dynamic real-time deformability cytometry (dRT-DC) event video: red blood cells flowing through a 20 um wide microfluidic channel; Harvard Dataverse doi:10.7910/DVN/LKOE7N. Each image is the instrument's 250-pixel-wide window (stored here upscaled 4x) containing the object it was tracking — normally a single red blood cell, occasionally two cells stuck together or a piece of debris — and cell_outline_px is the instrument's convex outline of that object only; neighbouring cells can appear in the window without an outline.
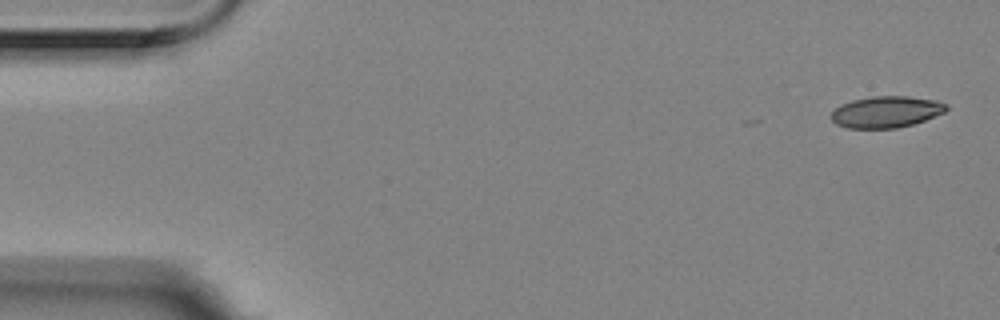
{"species": "Egyptian fruit bat (a non-hibernating species)", "species_latin": "Rousettus aegyptiacus", "temperature_condition": "room temperature", "stored_images_in_passage": 5, "camera_frame_rate_fps": 3000, "um_per_image_px": 0.085, "animal": {"sex": "female"}, "frame": {"image": 1, "passage_image": 1, "time_ms": 0.0, "image_size_px": [1000, 320], "cell_outline_px": [[948, 108], [944, 112], [924, 120], [912, 124], [896, 128], [848, 128], [836, 124], [832, 120], [832, 112], [840, 104], [852, 100], [872, 96], [908, 96], [936, 100], [948, 104]], "centroid_in_image_um": [75.33, 9.5], "position_along_channel_um": 9.7, "area_um2": 21.04}}
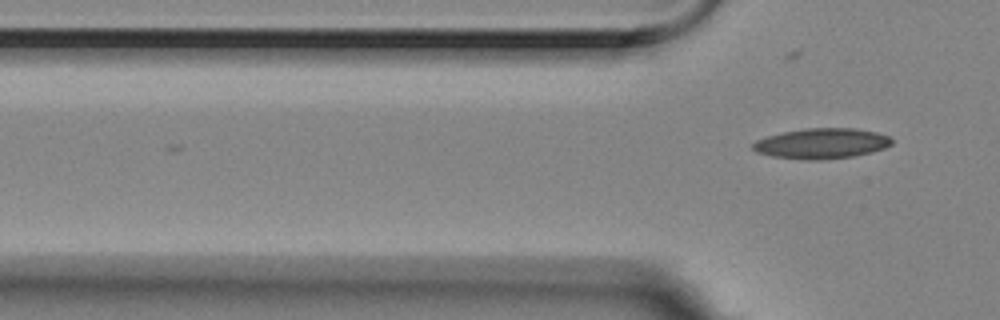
{"frame": {"image": 2, "passage_image": 5, "time_ms": 1.333, "image_size_px": [1000, 320], "cell_outline_px": [[892, 144], [884, 148], [872, 152], [852, 156], [824, 160], [804, 160], [772, 156], [756, 152], [752, 148], [752, 144], [756, 140], [768, 136], [784, 132], [804, 128], [852, 128], [876, 132], [888, 136], [892, 140]], "centroid_in_image_um": [69.82, 12.2], "position_along_channel_um": 56.0, "area_um2": 24.57}}